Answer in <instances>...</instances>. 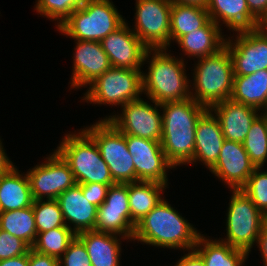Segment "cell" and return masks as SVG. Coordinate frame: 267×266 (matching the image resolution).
Listing matches in <instances>:
<instances>
[{"label": "cell", "mask_w": 267, "mask_h": 266, "mask_svg": "<svg viewBox=\"0 0 267 266\" xmlns=\"http://www.w3.org/2000/svg\"><path fill=\"white\" fill-rule=\"evenodd\" d=\"M162 112L161 145L167 160L176 168L193 160L196 124L208 110L193 98L160 104Z\"/></svg>", "instance_id": "cell-1"}, {"label": "cell", "mask_w": 267, "mask_h": 266, "mask_svg": "<svg viewBox=\"0 0 267 266\" xmlns=\"http://www.w3.org/2000/svg\"><path fill=\"white\" fill-rule=\"evenodd\" d=\"M165 200L136 224L132 240L161 248L194 250L201 233Z\"/></svg>", "instance_id": "cell-2"}, {"label": "cell", "mask_w": 267, "mask_h": 266, "mask_svg": "<svg viewBox=\"0 0 267 266\" xmlns=\"http://www.w3.org/2000/svg\"><path fill=\"white\" fill-rule=\"evenodd\" d=\"M167 52L168 48L148 49L144 57L149 64L148 72L142 73L143 93L158 104L191 98L192 80L186 75L185 59Z\"/></svg>", "instance_id": "cell-3"}, {"label": "cell", "mask_w": 267, "mask_h": 266, "mask_svg": "<svg viewBox=\"0 0 267 266\" xmlns=\"http://www.w3.org/2000/svg\"><path fill=\"white\" fill-rule=\"evenodd\" d=\"M195 65L191 98L208 109L231 98L234 70L226 46L213 55L199 58Z\"/></svg>", "instance_id": "cell-4"}, {"label": "cell", "mask_w": 267, "mask_h": 266, "mask_svg": "<svg viewBox=\"0 0 267 266\" xmlns=\"http://www.w3.org/2000/svg\"><path fill=\"white\" fill-rule=\"evenodd\" d=\"M56 151L70 166L76 184H115L96 142L84 128L66 133Z\"/></svg>", "instance_id": "cell-5"}, {"label": "cell", "mask_w": 267, "mask_h": 266, "mask_svg": "<svg viewBox=\"0 0 267 266\" xmlns=\"http://www.w3.org/2000/svg\"><path fill=\"white\" fill-rule=\"evenodd\" d=\"M115 7L111 0H87L58 30L74 40L101 42L125 22Z\"/></svg>", "instance_id": "cell-6"}, {"label": "cell", "mask_w": 267, "mask_h": 266, "mask_svg": "<svg viewBox=\"0 0 267 266\" xmlns=\"http://www.w3.org/2000/svg\"><path fill=\"white\" fill-rule=\"evenodd\" d=\"M230 191L232 195L226 213L227 236L219 240L250 254L267 217L243 191L240 189Z\"/></svg>", "instance_id": "cell-7"}, {"label": "cell", "mask_w": 267, "mask_h": 266, "mask_svg": "<svg viewBox=\"0 0 267 266\" xmlns=\"http://www.w3.org/2000/svg\"><path fill=\"white\" fill-rule=\"evenodd\" d=\"M143 70L110 67L89 85L84 97L90 104L121 106L139 100L143 94Z\"/></svg>", "instance_id": "cell-8"}, {"label": "cell", "mask_w": 267, "mask_h": 266, "mask_svg": "<svg viewBox=\"0 0 267 266\" xmlns=\"http://www.w3.org/2000/svg\"><path fill=\"white\" fill-rule=\"evenodd\" d=\"M96 142L102 159L109 167L115 183L135 182V167L128 152L126 135L118 131L109 121L98 120L84 129Z\"/></svg>", "instance_id": "cell-9"}, {"label": "cell", "mask_w": 267, "mask_h": 266, "mask_svg": "<svg viewBox=\"0 0 267 266\" xmlns=\"http://www.w3.org/2000/svg\"><path fill=\"white\" fill-rule=\"evenodd\" d=\"M170 0H136L131 30L148 49L170 47Z\"/></svg>", "instance_id": "cell-10"}, {"label": "cell", "mask_w": 267, "mask_h": 266, "mask_svg": "<svg viewBox=\"0 0 267 266\" xmlns=\"http://www.w3.org/2000/svg\"><path fill=\"white\" fill-rule=\"evenodd\" d=\"M131 101L125 104L121 114L109 115L100 120L109 121L118 131L125 135L136 136L144 139L161 142L162 136V112L160 104L154 100ZM159 110V111H158Z\"/></svg>", "instance_id": "cell-11"}, {"label": "cell", "mask_w": 267, "mask_h": 266, "mask_svg": "<svg viewBox=\"0 0 267 266\" xmlns=\"http://www.w3.org/2000/svg\"><path fill=\"white\" fill-rule=\"evenodd\" d=\"M45 159L26 172L33 200L57 199L76 184L70 166L56 150Z\"/></svg>", "instance_id": "cell-12"}, {"label": "cell", "mask_w": 267, "mask_h": 266, "mask_svg": "<svg viewBox=\"0 0 267 266\" xmlns=\"http://www.w3.org/2000/svg\"><path fill=\"white\" fill-rule=\"evenodd\" d=\"M94 231L108 232L131 241L135 226L131 221L128 183L110 185L105 201L98 207Z\"/></svg>", "instance_id": "cell-13"}, {"label": "cell", "mask_w": 267, "mask_h": 266, "mask_svg": "<svg viewBox=\"0 0 267 266\" xmlns=\"http://www.w3.org/2000/svg\"><path fill=\"white\" fill-rule=\"evenodd\" d=\"M135 167V182L155 181L168 185L167 170L175 168L166 158L161 142L126 135Z\"/></svg>", "instance_id": "cell-14"}, {"label": "cell", "mask_w": 267, "mask_h": 266, "mask_svg": "<svg viewBox=\"0 0 267 266\" xmlns=\"http://www.w3.org/2000/svg\"><path fill=\"white\" fill-rule=\"evenodd\" d=\"M227 37L225 46L232 61L234 76H246L267 69V40L255 29L236 31Z\"/></svg>", "instance_id": "cell-15"}, {"label": "cell", "mask_w": 267, "mask_h": 266, "mask_svg": "<svg viewBox=\"0 0 267 266\" xmlns=\"http://www.w3.org/2000/svg\"><path fill=\"white\" fill-rule=\"evenodd\" d=\"M101 44L111 67L141 70L145 64L144 57L148 48L129 28L126 21L101 40Z\"/></svg>", "instance_id": "cell-16"}, {"label": "cell", "mask_w": 267, "mask_h": 266, "mask_svg": "<svg viewBox=\"0 0 267 266\" xmlns=\"http://www.w3.org/2000/svg\"><path fill=\"white\" fill-rule=\"evenodd\" d=\"M255 166L244 149L243 143L225 139L219 158L210 172L231 190L241 189L253 173Z\"/></svg>", "instance_id": "cell-17"}, {"label": "cell", "mask_w": 267, "mask_h": 266, "mask_svg": "<svg viewBox=\"0 0 267 266\" xmlns=\"http://www.w3.org/2000/svg\"><path fill=\"white\" fill-rule=\"evenodd\" d=\"M76 46L73 54V88L88 87L93 81L111 67L108 55L101 42L74 40Z\"/></svg>", "instance_id": "cell-18"}, {"label": "cell", "mask_w": 267, "mask_h": 266, "mask_svg": "<svg viewBox=\"0 0 267 266\" xmlns=\"http://www.w3.org/2000/svg\"><path fill=\"white\" fill-rule=\"evenodd\" d=\"M209 110L218 119L224 138L239 143H243L252 122L261 113L253 107L231 99L219 102Z\"/></svg>", "instance_id": "cell-19"}, {"label": "cell", "mask_w": 267, "mask_h": 266, "mask_svg": "<svg viewBox=\"0 0 267 266\" xmlns=\"http://www.w3.org/2000/svg\"><path fill=\"white\" fill-rule=\"evenodd\" d=\"M56 200L59 202L66 226L76 235L94 230L98 207L89 203L78 184L61 193Z\"/></svg>", "instance_id": "cell-20"}, {"label": "cell", "mask_w": 267, "mask_h": 266, "mask_svg": "<svg viewBox=\"0 0 267 266\" xmlns=\"http://www.w3.org/2000/svg\"><path fill=\"white\" fill-rule=\"evenodd\" d=\"M225 138L219 121L208 109L196 124V139L193 160L203 163L209 170L216 164Z\"/></svg>", "instance_id": "cell-21"}, {"label": "cell", "mask_w": 267, "mask_h": 266, "mask_svg": "<svg viewBox=\"0 0 267 266\" xmlns=\"http://www.w3.org/2000/svg\"><path fill=\"white\" fill-rule=\"evenodd\" d=\"M213 20H209L202 28L181 36L176 42L184 55L193 59L210 56L220 51L226 42L225 35Z\"/></svg>", "instance_id": "cell-22"}, {"label": "cell", "mask_w": 267, "mask_h": 266, "mask_svg": "<svg viewBox=\"0 0 267 266\" xmlns=\"http://www.w3.org/2000/svg\"><path fill=\"white\" fill-rule=\"evenodd\" d=\"M77 237L84 243L92 266H120V235L90 230Z\"/></svg>", "instance_id": "cell-23"}, {"label": "cell", "mask_w": 267, "mask_h": 266, "mask_svg": "<svg viewBox=\"0 0 267 266\" xmlns=\"http://www.w3.org/2000/svg\"><path fill=\"white\" fill-rule=\"evenodd\" d=\"M206 8L211 20L232 32L254 29L257 23L246 0H208Z\"/></svg>", "instance_id": "cell-24"}, {"label": "cell", "mask_w": 267, "mask_h": 266, "mask_svg": "<svg viewBox=\"0 0 267 266\" xmlns=\"http://www.w3.org/2000/svg\"><path fill=\"white\" fill-rule=\"evenodd\" d=\"M19 171L14 166L9 172L0 174V212L27 208L33 204L28 175Z\"/></svg>", "instance_id": "cell-25"}, {"label": "cell", "mask_w": 267, "mask_h": 266, "mask_svg": "<svg viewBox=\"0 0 267 266\" xmlns=\"http://www.w3.org/2000/svg\"><path fill=\"white\" fill-rule=\"evenodd\" d=\"M232 101L257 110L267 109V69L246 76H234Z\"/></svg>", "instance_id": "cell-26"}, {"label": "cell", "mask_w": 267, "mask_h": 266, "mask_svg": "<svg viewBox=\"0 0 267 266\" xmlns=\"http://www.w3.org/2000/svg\"><path fill=\"white\" fill-rule=\"evenodd\" d=\"M167 186L155 181L128 183L131 221L135 227L138 222L163 200L164 197L161 194Z\"/></svg>", "instance_id": "cell-27"}, {"label": "cell", "mask_w": 267, "mask_h": 266, "mask_svg": "<svg viewBox=\"0 0 267 266\" xmlns=\"http://www.w3.org/2000/svg\"><path fill=\"white\" fill-rule=\"evenodd\" d=\"M194 250L202 257L205 266H243L249 255L219 239H207L203 234L199 236Z\"/></svg>", "instance_id": "cell-28"}, {"label": "cell", "mask_w": 267, "mask_h": 266, "mask_svg": "<svg viewBox=\"0 0 267 266\" xmlns=\"http://www.w3.org/2000/svg\"><path fill=\"white\" fill-rule=\"evenodd\" d=\"M170 44L181 36L202 28L210 16L206 7L172 3L170 18Z\"/></svg>", "instance_id": "cell-29"}, {"label": "cell", "mask_w": 267, "mask_h": 266, "mask_svg": "<svg viewBox=\"0 0 267 266\" xmlns=\"http://www.w3.org/2000/svg\"><path fill=\"white\" fill-rule=\"evenodd\" d=\"M0 229L22 239L32 247L37 237L32 206L0 212Z\"/></svg>", "instance_id": "cell-30"}, {"label": "cell", "mask_w": 267, "mask_h": 266, "mask_svg": "<svg viewBox=\"0 0 267 266\" xmlns=\"http://www.w3.org/2000/svg\"><path fill=\"white\" fill-rule=\"evenodd\" d=\"M243 146L255 168L264 167L267 162V120L262 113L252 122Z\"/></svg>", "instance_id": "cell-31"}, {"label": "cell", "mask_w": 267, "mask_h": 266, "mask_svg": "<svg viewBox=\"0 0 267 266\" xmlns=\"http://www.w3.org/2000/svg\"><path fill=\"white\" fill-rule=\"evenodd\" d=\"M76 236L68 226L53 228L46 232L37 233L31 249L37 253L59 259Z\"/></svg>", "instance_id": "cell-32"}, {"label": "cell", "mask_w": 267, "mask_h": 266, "mask_svg": "<svg viewBox=\"0 0 267 266\" xmlns=\"http://www.w3.org/2000/svg\"><path fill=\"white\" fill-rule=\"evenodd\" d=\"M37 233L66 226L56 199L34 200L32 204Z\"/></svg>", "instance_id": "cell-33"}, {"label": "cell", "mask_w": 267, "mask_h": 266, "mask_svg": "<svg viewBox=\"0 0 267 266\" xmlns=\"http://www.w3.org/2000/svg\"><path fill=\"white\" fill-rule=\"evenodd\" d=\"M87 0H37L35 10L43 17L61 24L77 9L82 7Z\"/></svg>", "instance_id": "cell-34"}, {"label": "cell", "mask_w": 267, "mask_h": 266, "mask_svg": "<svg viewBox=\"0 0 267 266\" xmlns=\"http://www.w3.org/2000/svg\"><path fill=\"white\" fill-rule=\"evenodd\" d=\"M263 170V171H262ZM267 217V170L255 168L246 184L240 189Z\"/></svg>", "instance_id": "cell-35"}, {"label": "cell", "mask_w": 267, "mask_h": 266, "mask_svg": "<svg viewBox=\"0 0 267 266\" xmlns=\"http://www.w3.org/2000/svg\"><path fill=\"white\" fill-rule=\"evenodd\" d=\"M60 266H92L84 243L76 236L59 258Z\"/></svg>", "instance_id": "cell-36"}, {"label": "cell", "mask_w": 267, "mask_h": 266, "mask_svg": "<svg viewBox=\"0 0 267 266\" xmlns=\"http://www.w3.org/2000/svg\"><path fill=\"white\" fill-rule=\"evenodd\" d=\"M30 249L22 239L0 229V260L25 255Z\"/></svg>", "instance_id": "cell-37"}, {"label": "cell", "mask_w": 267, "mask_h": 266, "mask_svg": "<svg viewBox=\"0 0 267 266\" xmlns=\"http://www.w3.org/2000/svg\"><path fill=\"white\" fill-rule=\"evenodd\" d=\"M84 197L89 201V203L99 207L106 198L107 191L110 185L99 184V183H87L78 184Z\"/></svg>", "instance_id": "cell-38"}, {"label": "cell", "mask_w": 267, "mask_h": 266, "mask_svg": "<svg viewBox=\"0 0 267 266\" xmlns=\"http://www.w3.org/2000/svg\"><path fill=\"white\" fill-rule=\"evenodd\" d=\"M29 266H60L59 259L29 250Z\"/></svg>", "instance_id": "cell-39"}, {"label": "cell", "mask_w": 267, "mask_h": 266, "mask_svg": "<svg viewBox=\"0 0 267 266\" xmlns=\"http://www.w3.org/2000/svg\"><path fill=\"white\" fill-rule=\"evenodd\" d=\"M174 266H205V264L202 257L195 250H190Z\"/></svg>", "instance_id": "cell-40"}, {"label": "cell", "mask_w": 267, "mask_h": 266, "mask_svg": "<svg viewBox=\"0 0 267 266\" xmlns=\"http://www.w3.org/2000/svg\"><path fill=\"white\" fill-rule=\"evenodd\" d=\"M251 15L258 20L267 13V0H246Z\"/></svg>", "instance_id": "cell-41"}, {"label": "cell", "mask_w": 267, "mask_h": 266, "mask_svg": "<svg viewBox=\"0 0 267 266\" xmlns=\"http://www.w3.org/2000/svg\"><path fill=\"white\" fill-rule=\"evenodd\" d=\"M257 244L261 258H263V266H267V221L264 223L258 236Z\"/></svg>", "instance_id": "cell-42"}, {"label": "cell", "mask_w": 267, "mask_h": 266, "mask_svg": "<svg viewBox=\"0 0 267 266\" xmlns=\"http://www.w3.org/2000/svg\"><path fill=\"white\" fill-rule=\"evenodd\" d=\"M0 266H29V252L25 255L0 260Z\"/></svg>", "instance_id": "cell-43"}, {"label": "cell", "mask_w": 267, "mask_h": 266, "mask_svg": "<svg viewBox=\"0 0 267 266\" xmlns=\"http://www.w3.org/2000/svg\"><path fill=\"white\" fill-rule=\"evenodd\" d=\"M3 147L4 146L2 145V141L0 139V174L9 172L15 166L5 153V149Z\"/></svg>", "instance_id": "cell-44"}, {"label": "cell", "mask_w": 267, "mask_h": 266, "mask_svg": "<svg viewBox=\"0 0 267 266\" xmlns=\"http://www.w3.org/2000/svg\"><path fill=\"white\" fill-rule=\"evenodd\" d=\"M254 29L267 40V13L257 20Z\"/></svg>", "instance_id": "cell-45"}, {"label": "cell", "mask_w": 267, "mask_h": 266, "mask_svg": "<svg viewBox=\"0 0 267 266\" xmlns=\"http://www.w3.org/2000/svg\"><path fill=\"white\" fill-rule=\"evenodd\" d=\"M172 3H181L188 5H196L201 7H206L208 0H170Z\"/></svg>", "instance_id": "cell-46"}, {"label": "cell", "mask_w": 267, "mask_h": 266, "mask_svg": "<svg viewBox=\"0 0 267 266\" xmlns=\"http://www.w3.org/2000/svg\"><path fill=\"white\" fill-rule=\"evenodd\" d=\"M264 116H265V118H266V120H267V109L266 110H264L263 112H261Z\"/></svg>", "instance_id": "cell-47"}]
</instances>
